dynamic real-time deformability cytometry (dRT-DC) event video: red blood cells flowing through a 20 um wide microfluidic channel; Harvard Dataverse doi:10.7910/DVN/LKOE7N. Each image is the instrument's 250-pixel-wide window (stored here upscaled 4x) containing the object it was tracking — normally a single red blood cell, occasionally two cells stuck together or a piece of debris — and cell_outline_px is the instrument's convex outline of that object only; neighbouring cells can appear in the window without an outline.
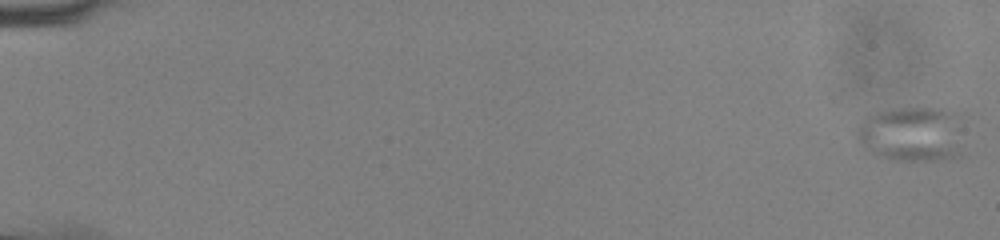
{"species": "common noctule bat (a hibernating species)", "species_latin": "Nyctalus noctula", "temperature_condition": "cold", "stored_images_in_passage": 54, "camera_frame_rate_fps": 3000, "um_per_image_px": 0.085, "animal": {"sex": "male", "body_mass_g": 13.0, "forearm_length_mm": 53.1}, "frame": {"image": 1, "passage_image": 1, "time_ms": 0.0, "image_size_px": [1000, 240], "cell_outline_px": [[964, 156], [940, 160], [896, 160], [880, 156], [864, 148], [856, 140], [856, 128], [864, 116], [876, 112], [892, 108], [944, 108], [960, 112]], "centroid_in_image_um": [77.57, 11.38], "position_along_channel_um": 7.4, "area_um2": 35.6}}
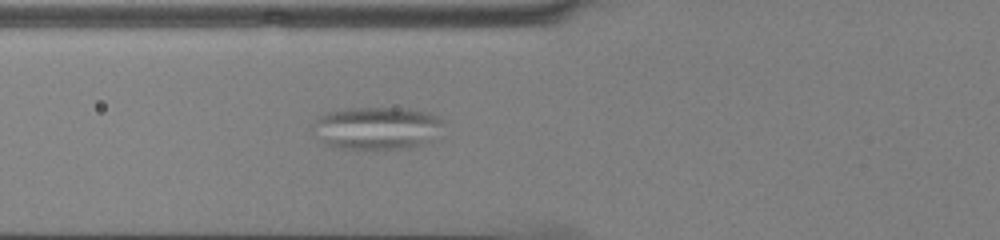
{"frame": {"image": 2, "passage_image": 22, "time_ms": 7.0, "image_size_px": [1000, 240], "cell_outline_px": [[444, 136], [424, 144], [408, 148], [372, 152], [332, 148], [324, 144], [320, 140], [316, 120], [320, 116], [328, 112], [348, 108], [408, 108], [432, 112], [440, 116]], "centroid_in_image_um": [32.17, 10.94], "position_along_channel_um": 93.6, "area_um2": 33.76}}
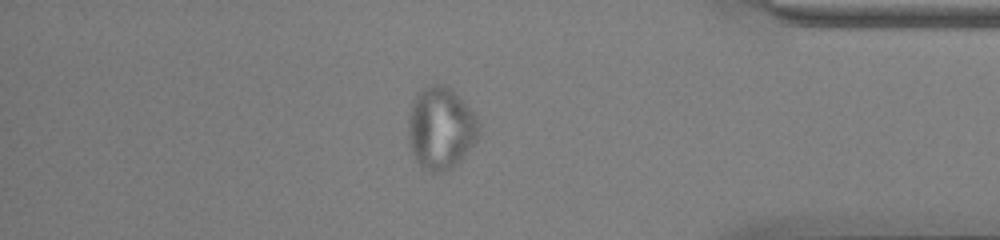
{"frame": {"image": 3, "passage_image": 47, "time_ms": 15.333, "image_size_px": [1000, 240], "cell_outline_px": [[480, 124], [476, 140], [460, 160], [452, 168], [440, 172], [432, 172], [416, 164], [412, 152], [408, 132], [408, 120], [416, 96], [420, 88], [428, 84], [444, 84], [452, 88], [472, 112]], "centroid_in_image_um": [37.45, 10.88], "position_along_channel_um": 397.8, "area_um2": 33.58}}